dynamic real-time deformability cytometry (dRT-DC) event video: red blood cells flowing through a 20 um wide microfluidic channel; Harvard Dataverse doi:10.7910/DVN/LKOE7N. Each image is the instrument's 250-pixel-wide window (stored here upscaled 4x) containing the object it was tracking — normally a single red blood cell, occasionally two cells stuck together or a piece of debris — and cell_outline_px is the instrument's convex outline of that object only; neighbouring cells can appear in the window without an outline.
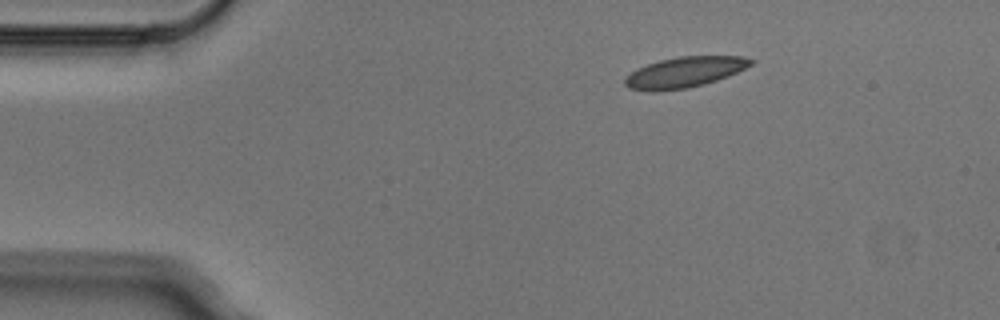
{"species": "Egyptian fruit bat (a non-hibernating species)", "species_latin": "Rousettus aegyptiacus", "temperature_condition": "cold", "stored_images_in_passage": 3, "camera_frame_rate_fps": 3000, "um_per_image_px": 0.085, "animal": {"sex": "male"}, "frame": {"image": 1, "passage_image": 1, "time_ms": 0.0, "image_size_px": [1000, 320], "cell_outline_px": [[756, 60], [752, 64], [728, 76], [704, 84], [688, 88], [656, 92], [648, 92], [628, 88], [624, 84], [624, 76], [636, 68], [660, 60], [680, 56], [744, 56]], "centroid_in_image_um": [58.13, 6.15], "position_along_channel_um": 26.9, "area_um2": 22.72}}
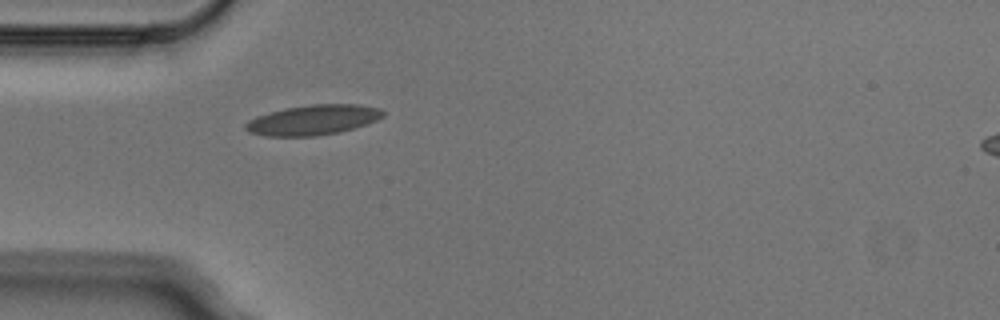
{"frame": {"image": 2, "passage_image": 3, "time_ms": 0.667, "image_size_px": [1000, 320], "cell_outline_px": [[384, 116], [368, 124], [340, 132], [316, 136], [264, 136], [248, 132], [244, 128], [244, 124], [248, 120], [256, 116], [284, 108], [312, 104], [356, 104], [380, 108], [384, 112]], "centroid_in_image_um": [26.59, 10.2], "position_along_channel_um": 58.4, "area_um2": 24.28}}